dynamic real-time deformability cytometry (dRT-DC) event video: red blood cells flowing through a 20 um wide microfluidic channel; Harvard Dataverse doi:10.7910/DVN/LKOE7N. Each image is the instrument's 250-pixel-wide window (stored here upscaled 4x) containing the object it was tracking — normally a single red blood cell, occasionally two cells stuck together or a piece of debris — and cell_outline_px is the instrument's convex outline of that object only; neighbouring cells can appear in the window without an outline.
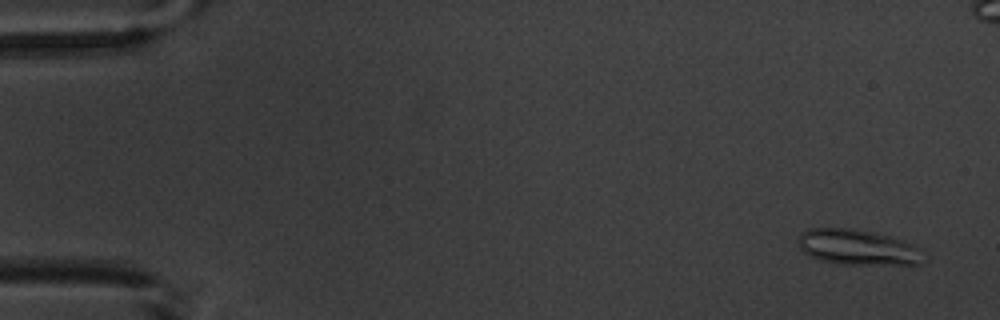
{"species": "common noctule bat (a hibernating species)", "species_latin": "Nyctalus noctula", "temperature_condition": "warm", "stored_images_in_passage": 2, "camera_frame_rate_fps": 3000, "um_per_image_px": 0.085, "animal": {"sex": "male", "body_mass_g": 20.1, "forearm_length_mm": 53.5}, "frame": {"image": 1, "passage_image": 2, "time_ms": 1.333, "image_size_px": [1000, 320], "cell_outline_px": [[924, 248], [920, 264], [840, 264], [820, 260], [808, 256], [800, 248], [800, 236], [808, 228], [844, 228], [872, 232], [892, 236], [904, 240]], "centroid_in_image_um": [72.95, 21.02], "position_along_channel_um": 12.0, "area_um2": 25.84}}